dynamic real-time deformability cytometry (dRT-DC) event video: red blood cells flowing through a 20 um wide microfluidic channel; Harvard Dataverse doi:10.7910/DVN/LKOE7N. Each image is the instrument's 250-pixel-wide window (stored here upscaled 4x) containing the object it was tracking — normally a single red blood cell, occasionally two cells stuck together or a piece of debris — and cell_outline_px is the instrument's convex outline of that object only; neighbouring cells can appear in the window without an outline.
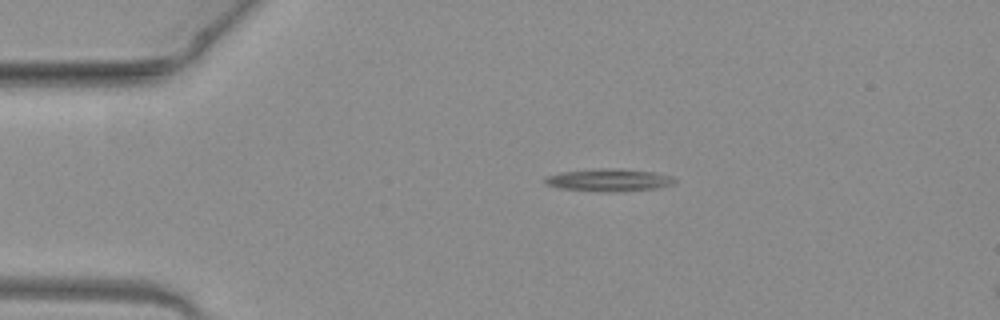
{"species": "common noctule bat (a hibernating species)", "species_latin": "Nyctalus noctula", "temperature_condition": "warm", "stored_images_in_passage": 7, "camera_frame_rate_fps": 3000, "um_per_image_px": 0.085, "animal": {"sex": "female", "body_mass_g": 19.3, "forearm_length_mm": 54.1}, "frame": {"image": 1, "passage_image": 1, "time_ms": 0.0, "image_size_px": [1000, 320], "cell_outline_px": [[676, 180], [672, 184], [656, 188], [612, 192], [608, 192], [560, 188], [544, 184], [544, 176], [560, 172], [600, 168], [620, 168], [656, 172], [672, 176]], "centroid_in_image_um": [51.73, 15.29], "position_along_channel_um": 33.3, "area_um2": 17.11}}